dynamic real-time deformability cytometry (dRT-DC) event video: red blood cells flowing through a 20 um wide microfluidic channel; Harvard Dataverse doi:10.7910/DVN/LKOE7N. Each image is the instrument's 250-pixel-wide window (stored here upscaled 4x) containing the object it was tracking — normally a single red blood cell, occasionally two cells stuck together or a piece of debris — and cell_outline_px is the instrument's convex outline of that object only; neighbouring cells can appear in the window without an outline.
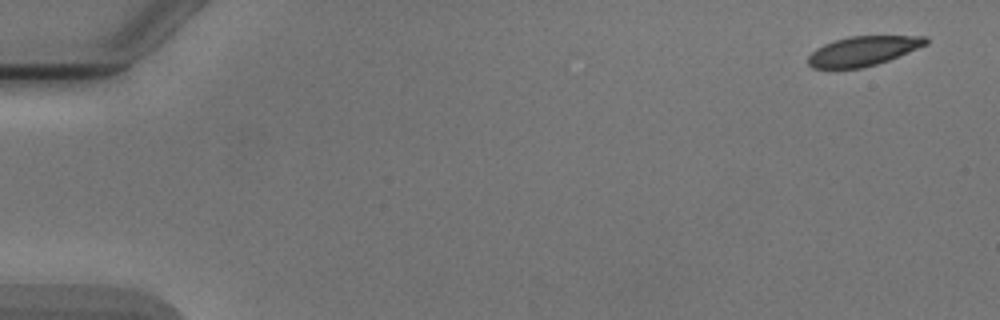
{"species": "Egyptian fruit bat (a non-hibernating species)", "species_latin": "Rousettus aegyptiacus", "temperature_condition": "cold", "stored_images_in_passage": 5, "camera_frame_rate_fps": 3000, "um_per_image_px": 0.085, "animal": {"sex": "male"}, "frame": {"image": 1, "passage_image": 1, "time_ms": 0.0, "image_size_px": [1000, 320], "cell_outline_px": [[928, 44], [888, 60], [876, 64], [860, 68], [812, 68], [808, 64], [808, 56], [816, 48], [824, 44], [848, 36], [928, 36]], "centroid_in_image_um": [73.36, 4.33], "position_along_channel_um": 11.6, "area_um2": 20.11}}
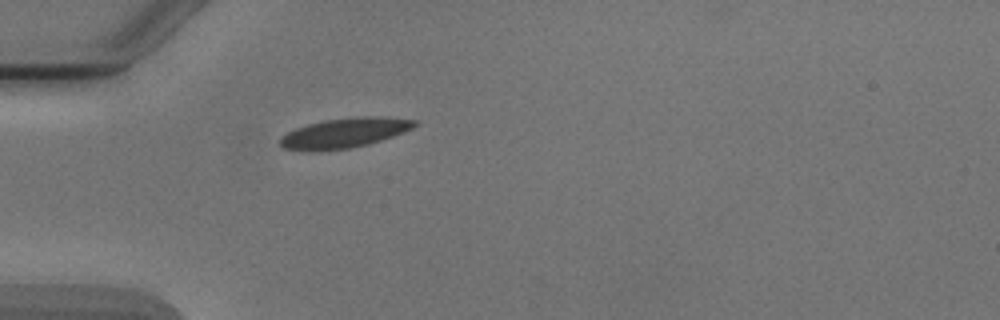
{"frame": {"image": 2, "passage_image": 5, "time_ms": 4.667, "image_size_px": [1000, 320], "cell_outline_px": [[420, 124], [404, 132], [368, 144], [348, 148], [320, 152], [308, 152], [284, 148], [280, 144], [280, 140], [288, 132], [296, 128], [308, 124], [324, 120], [356, 116], [384, 116], [416, 120]], "centroid_in_image_um": [29.3, 11.3], "position_along_channel_um": 55.7, "area_um2": 23.58}}